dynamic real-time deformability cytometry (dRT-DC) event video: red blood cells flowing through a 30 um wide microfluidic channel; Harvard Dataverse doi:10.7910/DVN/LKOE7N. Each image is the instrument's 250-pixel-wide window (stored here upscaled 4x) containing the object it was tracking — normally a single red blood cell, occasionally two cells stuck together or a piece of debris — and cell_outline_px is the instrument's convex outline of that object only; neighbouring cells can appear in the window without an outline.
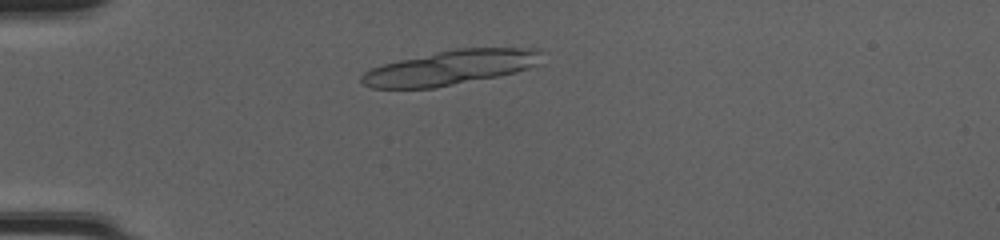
{"species": "common noctule bat (a hibernating species)", "species_latin": "Nyctalus noctula", "temperature_condition": "cold", "stored_images_in_passage": 15, "camera_frame_rate_fps": 3000, "um_per_image_px": 0.085, "animal": {"sex": "female", "body_mass_g": 20.0, "forearm_length_mm": 54.0}, "frame": {"image": 1, "passage_image": 9, "time_ms": 2.667, "image_size_px": [1000, 240], "cell_outline_px": [[544, 64], [516, 72], [436, 88], [372, 88], [364, 84], [360, 80], [360, 76], [364, 72], [372, 68], [384, 64], [400, 60], [456, 48], [540, 48], [544, 52]], "centroid_in_image_um": [38.41, 5.74], "position_along_channel_um": 46.6, "area_um2": 36.53}}